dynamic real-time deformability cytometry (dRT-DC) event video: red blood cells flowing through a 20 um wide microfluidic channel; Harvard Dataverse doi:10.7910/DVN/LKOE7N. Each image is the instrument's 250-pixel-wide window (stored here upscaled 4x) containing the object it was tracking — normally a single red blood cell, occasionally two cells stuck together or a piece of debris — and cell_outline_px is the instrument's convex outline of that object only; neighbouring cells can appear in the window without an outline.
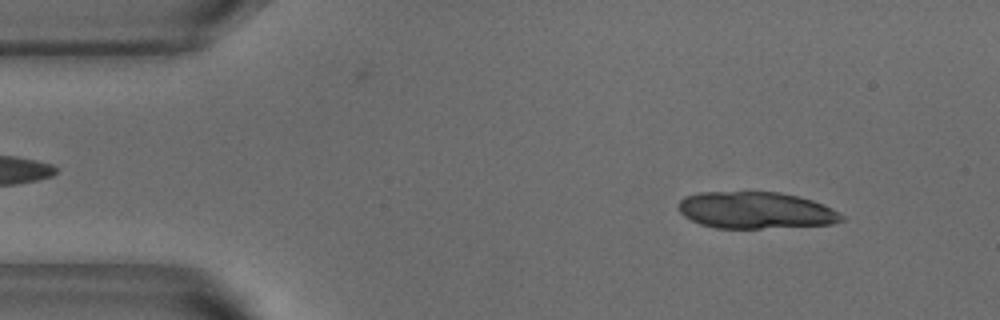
{"species": "common noctule bat (a hibernating species)", "species_latin": "Nyctalus noctula", "temperature_condition": "warm", "stored_images_in_passage": 51, "camera_frame_rate_fps": 3000, "um_per_image_px": 0.085, "animal": {"sex": "male", "body_mass_g": 18.8}, "frame": {"image": 1, "passage_image": 5, "time_ms": 1.333, "image_size_px": [1000, 320], "cell_outline_px": [[844, 220], [832, 224], [760, 228], [716, 228], [700, 224], [684, 216], [680, 212], [676, 204], [684, 196], [700, 192], [780, 192], [812, 200], [832, 208], [844, 216]], "centroid_in_image_um": [64.2, 17.87], "position_along_channel_um": 20.8, "area_um2": 34.91}}
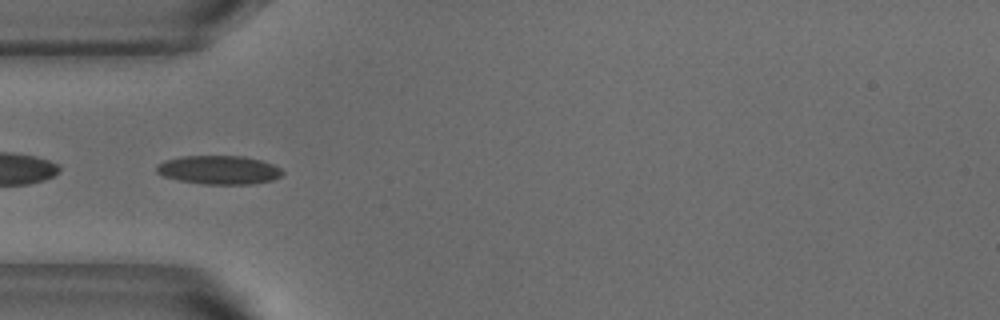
{"frame": {"image": 2, "passage_image": 15, "time_ms": 4.667, "image_size_px": [1000, 320], "cell_outline_px": [[284, 172], [280, 176], [272, 180], [252, 184], [204, 184], [180, 180], [164, 176], [156, 172], [156, 164], [164, 160], [180, 156], [244, 156], [260, 160], [272, 164], [280, 168]], "centroid_in_image_um": [18.59, 14.43], "position_along_channel_um": 66.4, "area_um2": 21.04}}
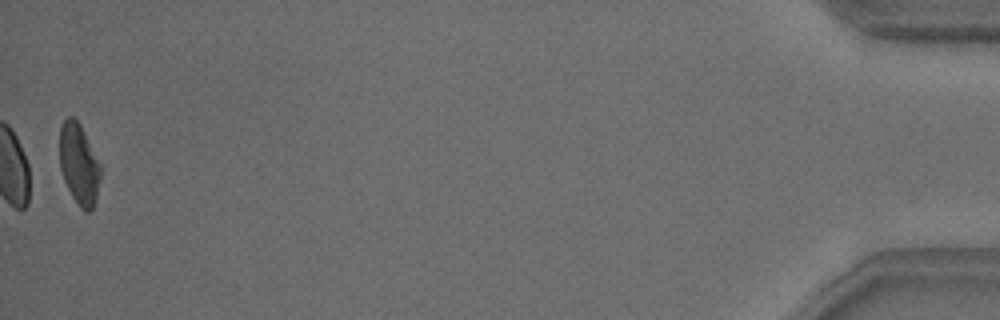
{"frame": {"image": 3, "passage_image": 51, "time_ms": 16.667, "image_size_px": [1000, 320], "cell_outline_px": [[100, 180], [96, 200], [92, 208], [88, 212], [80, 208], [72, 196], [64, 180], [60, 168], [60, 128], [64, 120], [68, 116], [72, 116], [80, 124], [100, 164]], "centroid_in_image_um": [6.71, 13.96], "position_along_channel_um": 428.5, "area_um2": 19.07}, "authors_computed_cell_mechanics": {"area_um2": 20.0566, "velocity_mm_per_s": 3.8211, "shape_relaxation_time_tau1_ms": 4.7176, "shape_relaxation_time_tau2_ms": 1.3742, "deformation_change_tau1": 0.1728, "deformation_change_tau2": 0.0948}}